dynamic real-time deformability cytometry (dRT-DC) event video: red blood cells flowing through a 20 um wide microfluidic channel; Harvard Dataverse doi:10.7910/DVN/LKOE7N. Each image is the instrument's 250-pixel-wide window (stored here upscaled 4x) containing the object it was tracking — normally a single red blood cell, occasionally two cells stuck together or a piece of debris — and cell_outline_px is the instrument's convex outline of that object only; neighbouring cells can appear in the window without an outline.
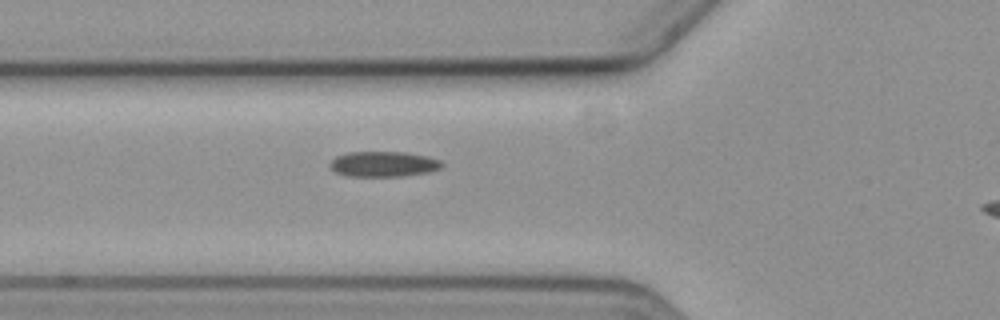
{"species": "common noctule bat (a hibernating species)", "species_latin": "Nyctalus noctula", "temperature_condition": "cold", "stored_images_in_passage": 3, "camera_frame_rate_fps": 3000, "um_per_image_px": 0.085, "animal": {"sex": "female", "body_mass_g": 19.3, "forearm_length_mm": 54.1}, "frame": {"image": 1, "passage_image": 2, "time_ms": 1.0, "image_size_px": [1000, 320], "cell_outline_px": [[444, 164], [440, 168], [428, 172], [400, 176], [348, 176], [336, 172], [328, 164], [336, 156], [348, 152], [408, 152], [428, 156], [440, 160]], "centroid_in_image_um": [32.6, 13.93], "position_along_channel_um": 93.2, "area_um2": 16.53}}